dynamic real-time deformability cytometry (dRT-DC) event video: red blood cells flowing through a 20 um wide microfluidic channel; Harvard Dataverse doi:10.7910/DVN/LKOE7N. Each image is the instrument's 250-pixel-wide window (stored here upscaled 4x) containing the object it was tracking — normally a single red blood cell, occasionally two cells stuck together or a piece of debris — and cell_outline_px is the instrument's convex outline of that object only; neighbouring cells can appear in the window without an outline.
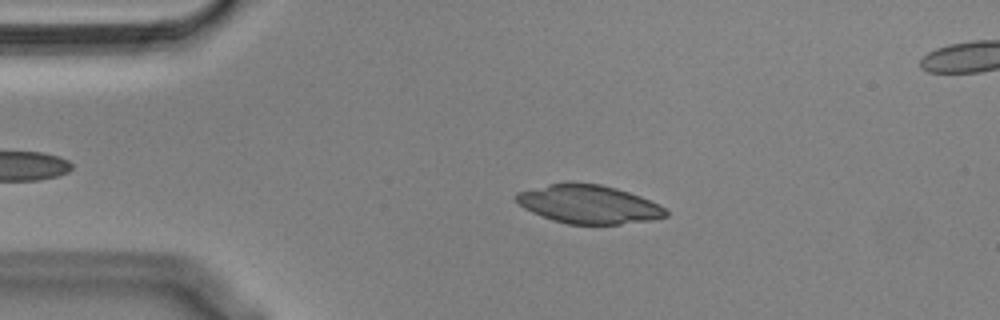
{"species": "Egyptian fruit bat (a non-hibernating species)", "species_latin": "Rousettus aegyptiacus", "temperature_condition": "cold", "stored_images_in_passage": 41, "camera_frame_rate_fps": 3000, "um_per_image_px": 0.085, "animal": {"sex": "male"}, "frame": {"image": 1, "passage_image": 9, "time_ms": 2.667, "image_size_px": [1000, 320], "cell_outline_px": [[668, 216], [652, 220], [620, 224], [568, 224], [552, 220], [532, 212], [524, 208], [512, 196], [516, 192], [564, 180], [572, 180], [600, 184], [616, 188], [640, 196], [660, 204], [668, 212]], "centroid_in_image_um": [50.0, 17.33], "position_along_channel_um": 35.0, "area_um2": 34.16}}
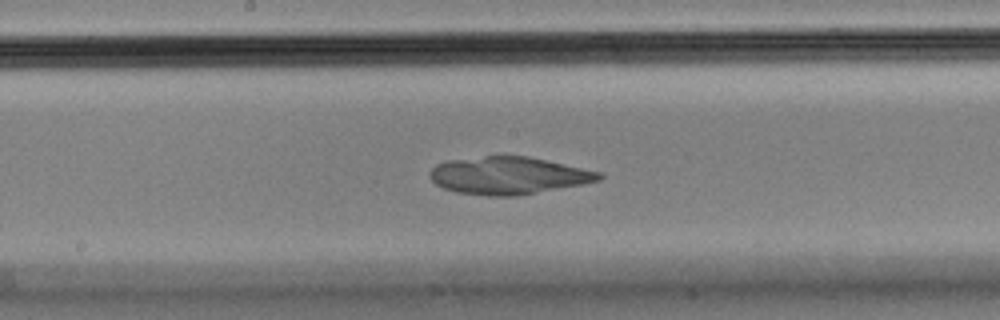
{"frame": {"image": 2, "passage_image": 26, "time_ms": 8.333, "image_size_px": [1000, 320], "cell_outline_px": [[604, 176], [600, 180], [584, 184], [516, 196], [488, 196], [456, 192], [444, 188], [436, 184], [428, 176], [428, 172], [436, 164], [448, 160], [484, 156], [528, 156], [600, 172]], "centroid_in_image_um": [43.19, 14.92], "position_along_channel_um": 205.0, "area_um2": 36.88}}